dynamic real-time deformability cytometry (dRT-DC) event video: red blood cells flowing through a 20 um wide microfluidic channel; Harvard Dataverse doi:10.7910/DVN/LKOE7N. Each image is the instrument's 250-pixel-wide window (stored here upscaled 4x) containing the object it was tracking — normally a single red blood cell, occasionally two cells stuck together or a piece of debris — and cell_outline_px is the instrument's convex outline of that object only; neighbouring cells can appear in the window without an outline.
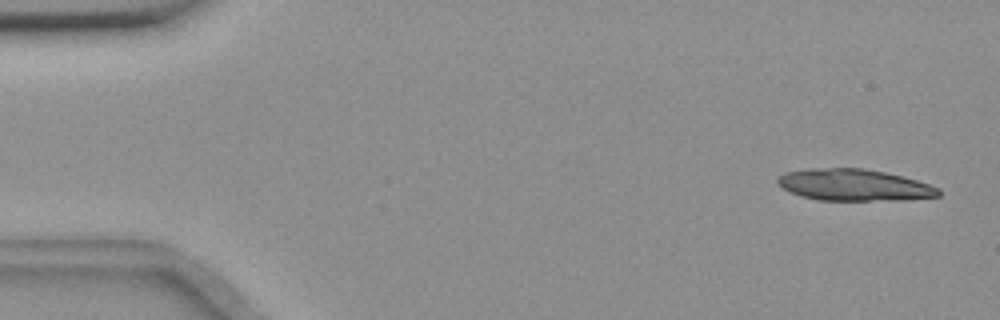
{"species": "common noctule bat (a hibernating species)", "species_latin": "Nyctalus noctula", "temperature_condition": "room temperature", "stored_images_in_passage": 55, "camera_frame_rate_fps": 3000, "um_per_image_px": 0.085, "animal": {"sex": "female", "body_mass_g": 18.4}, "frame": {"image": 1, "passage_image": 2, "time_ms": 0.333, "image_size_px": [1000, 320], "cell_outline_px": [[940, 196], [904, 200], [820, 200], [800, 196], [784, 188], [776, 180], [784, 172], [808, 168], [864, 168], [884, 172], [916, 180], [940, 188]], "centroid_in_image_um": [72.61, 15.72], "position_along_channel_um": 12.4, "area_um2": 29.54}}
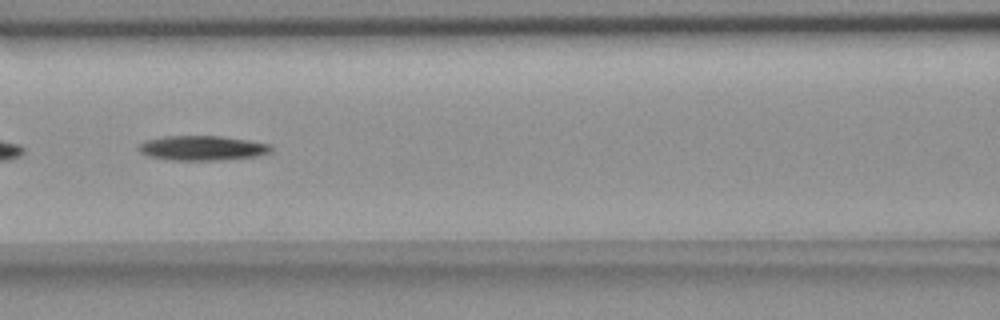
{"frame": {"image": 2, "passage_image": 24, "time_ms": 7.667, "image_size_px": [1000, 320], "cell_outline_px": [[272, 152], [260, 156], [224, 160], [172, 160], [148, 156], [140, 152], [136, 148], [144, 140], [164, 136], [220, 136], [248, 140], [268, 144], [272, 148]], "centroid_in_image_um": [17.19, 12.59], "position_along_channel_um": 149.4, "area_um2": 19.25}}
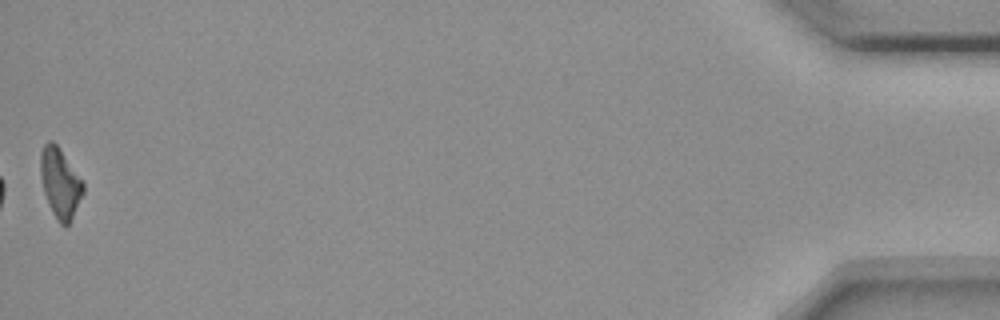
{"frame": {"image": 3, "passage_image": 55, "time_ms": 18.0, "image_size_px": [1000, 320], "cell_outline_px": [[84, 192], [68, 224], [64, 228], [56, 220], [52, 212], [44, 192], [40, 176], [40, 152], [44, 144], [48, 140], [52, 140], [56, 144], [84, 184]], "centroid_in_image_um": [5.08, 15.56], "position_along_channel_um": 430.1, "area_um2": 17.05}}